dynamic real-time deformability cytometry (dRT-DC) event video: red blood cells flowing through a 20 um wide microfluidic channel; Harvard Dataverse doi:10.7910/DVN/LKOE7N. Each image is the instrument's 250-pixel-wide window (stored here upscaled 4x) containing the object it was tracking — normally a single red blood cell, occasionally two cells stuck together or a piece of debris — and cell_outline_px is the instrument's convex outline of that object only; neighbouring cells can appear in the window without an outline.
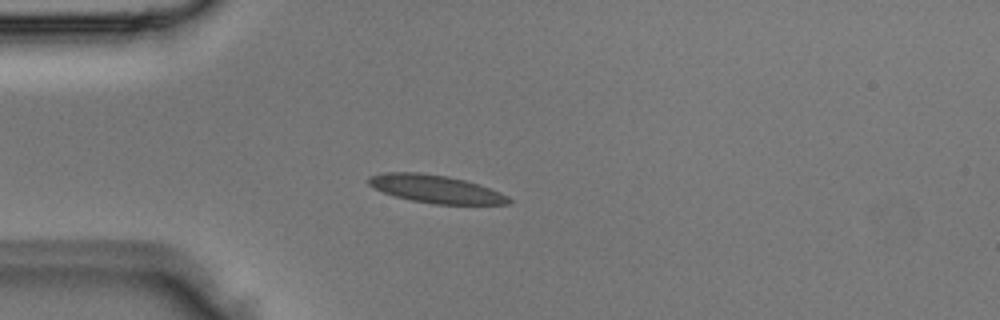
{"species": "Egyptian fruit bat (a non-hibernating species)", "species_latin": "Rousettus aegyptiacus", "temperature_condition": "room temperature", "stored_images_in_passage": 1, "camera_frame_rate_fps": 3000, "um_per_image_px": 0.085, "animal": {"sex": "male"}, "frame": {"image": 1, "passage_image": 1, "time_ms": 0.0, "image_size_px": [1000, 320], "cell_outline_px": [[512, 200], [508, 204], [432, 204], [412, 200], [396, 196], [384, 192], [368, 184], [368, 176], [384, 172], [416, 172], [448, 176], [480, 184], [500, 192], [508, 196]], "centroid_in_image_um": [37.05, 16.06], "position_along_channel_um": 48.0, "area_um2": 22.66}}